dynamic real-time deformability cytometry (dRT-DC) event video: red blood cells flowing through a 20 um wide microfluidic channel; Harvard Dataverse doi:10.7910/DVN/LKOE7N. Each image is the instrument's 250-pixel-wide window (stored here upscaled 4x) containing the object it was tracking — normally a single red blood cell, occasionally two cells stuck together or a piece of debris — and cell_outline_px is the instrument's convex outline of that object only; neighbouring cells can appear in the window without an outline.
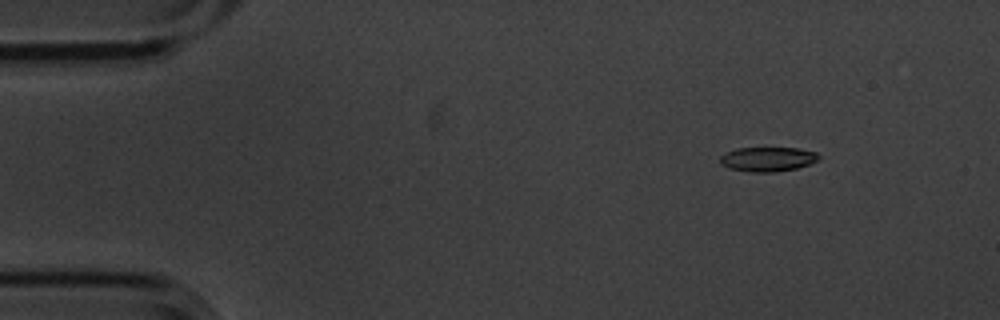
{"species": "common noctule bat (a hibernating species)", "species_latin": "Nyctalus noctula", "temperature_condition": "cold", "stored_images_in_passage": 5, "camera_frame_rate_fps": 3000, "um_per_image_px": 0.085, "animal": {"sex": "male", "body_mass_g": 20.1, "forearm_length_mm": 53.5}, "frame": {"image": 1, "passage_image": 1, "time_ms": 0.0, "image_size_px": [1000, 320], "cell_outline_px": [[820, 156], [816, 160], [808, 164], [796, 168], [776, 172], [748, 172], [728, 168], [720, 164], [720, 156], [724, 152], [736, 148], [796, 148], [816, 152]], "centroid_in_image_um": [65.18, 13.53], "position_along_channel_um": 19.8, "area_um2": 14.1}}
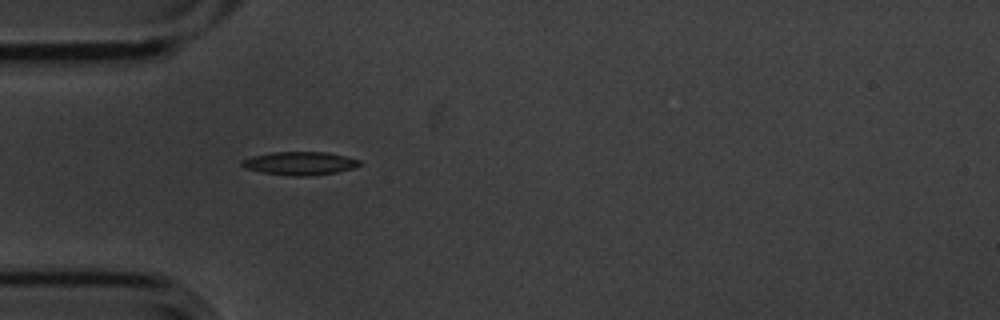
{"frame": {"image": 2, "passage_image": 4, "time_ms": 1.0, "image_size_px": [1000, 320], "cell_outline_px": [[360, 164], [356, 168], [336, 172], [312, 176], [292, 176], [264, 172], [244, 168], [240, 164], [240, 160], [252, 156], [272, 152], [324, 152], [344, 156], [360, 160]], "centroid_in_image_um": [25.47, 13.88], "position_along_channel_um": 59.5, "area_um2": 15.95}}
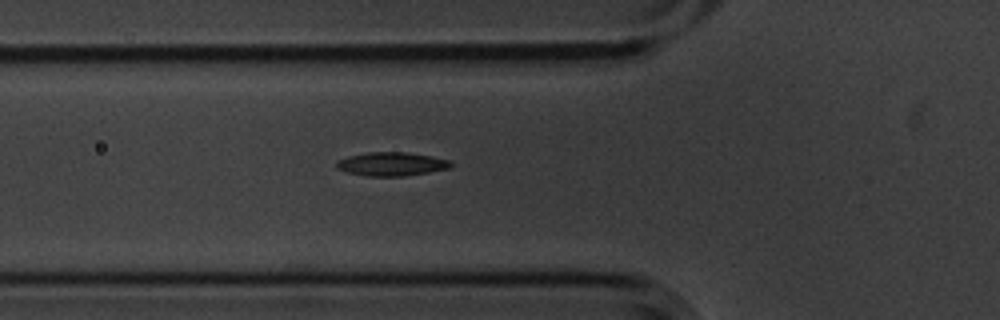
{"frame": {"image": 3, "passage_image": 5, "time_ms": 1.333, "image_size_px": [1000, 320], "cell_outline_px": [[452, 164], [448, 168], [428, 172], [404, 176], [368, 176], [348, 172], [336, 168], [336, 160], [348, 156], [368, 152], [408, 152], [432, 156], [452, 160]], "centroid_in_image_um": [33.28, 13.93], "position_along_channel_um": 92.5, "area_um2": 15.78}}